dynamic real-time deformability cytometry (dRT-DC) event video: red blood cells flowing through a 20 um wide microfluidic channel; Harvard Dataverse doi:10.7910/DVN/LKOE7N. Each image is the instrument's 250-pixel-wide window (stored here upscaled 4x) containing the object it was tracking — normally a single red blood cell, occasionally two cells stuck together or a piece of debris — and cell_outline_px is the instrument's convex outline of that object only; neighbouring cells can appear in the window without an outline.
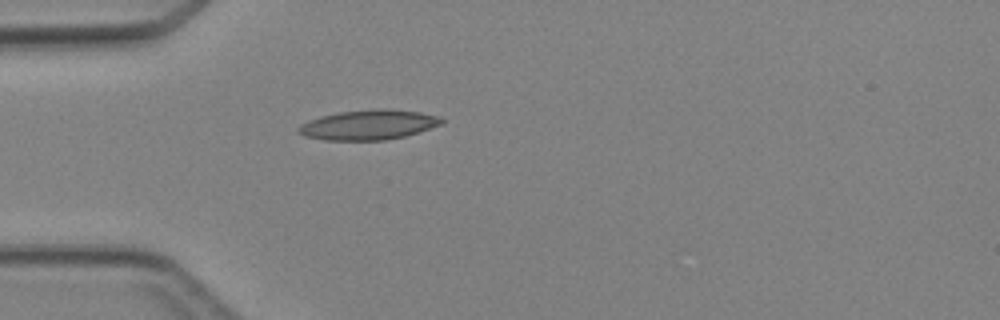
{"species": "Egyptian fruit bat (a non-hibernating species)", "species_latin": "Rousettus aegyptiacus", "temperature_condition": "cold", "stored_images_in_passage": 1, "camera_frame_rate_fps": 3000, "um_per_image_px": 0.085, "animal": {"sex": "female"}, "frame": {"image": 1, "passage_image": 1, "time_ms": 0.0, "image_size_px": [1000, 320], "cell_outline_px": [[444, 120], [440, 124], [404, 136], [384, 140], [324, 140], [304, 136], [296, 132], [296, 128], [300, 124], [308, 120], [320, 116], [340, 112], [380, 108], [384, 108], [420, 112], [436, 116]], "centroid_in_image_um": [31.23, 10.61], "position_along_channel_um": 53.8, "area_um2": 24.74}}